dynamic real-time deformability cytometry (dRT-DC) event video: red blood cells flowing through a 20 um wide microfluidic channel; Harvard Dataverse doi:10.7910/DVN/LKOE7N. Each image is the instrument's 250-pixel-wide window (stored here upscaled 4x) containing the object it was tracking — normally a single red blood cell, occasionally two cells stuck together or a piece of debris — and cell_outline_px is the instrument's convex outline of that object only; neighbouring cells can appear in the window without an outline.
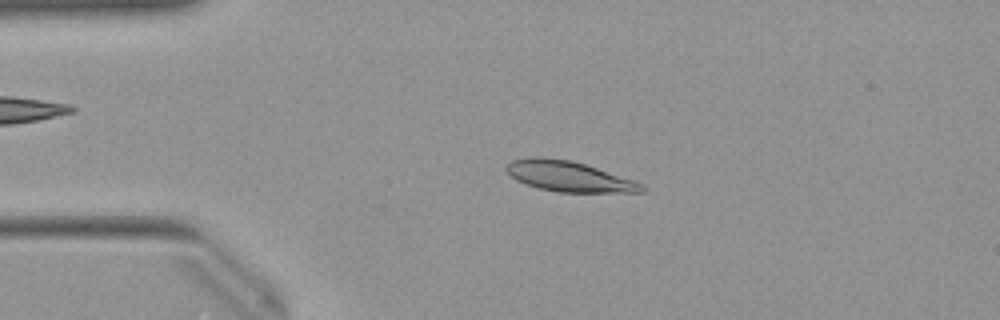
{"species": "Egyptian fruit bat (a non-hibernating species)", "species_latin": "Rousettus aegyptiacus", "temperature_condition": "warm", "stored_images_in_passage": 50, "camera_frame_rate_fps": 3000, "um_per_image_px": 0.085, "animal": {"sex": "female"}, "frame": {"image": 1, "passage_image": 10, "time_ms": 3.0, "image_size_px": [1000, 320], "cell_outline_px": [[644, 192], [556, 192], [540, 188], [516, 180], [504, 168], [512, 160], [532, 156], [544, 156], [572, 160], [636, 180], [644, 184]], "centroid_in_image_um": [48.38, 14.98], "position_along_channel_um": 36.6, "area_um2": 24.1}}
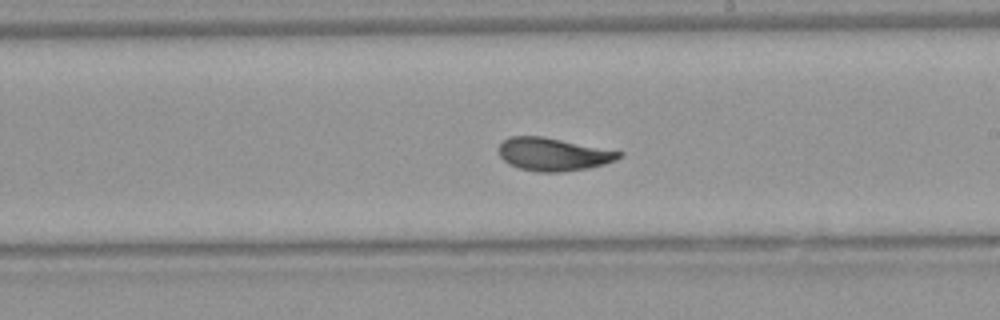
{"frame": {"image": 2, "passage_image": 28, "time_ms": 9.0, "image_size_px": [1000, 320], "cell_outline_px": [[624, 156], [616, 160], [604, 164], [588, 168], [560, 172], [536, 172], [520, 168], [508, 164], [500, 156], [496, 148], [508, 136], [544, 136], [624, 152]], "centroid_in_image_um": [47.02, 13.11], "position_along_channel_um": 242.0, "area_um2": 23.35}}
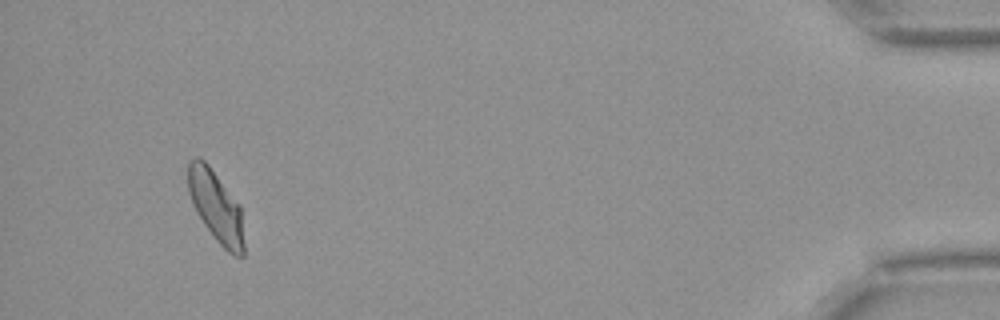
{"frame": {"image": 3, "passage_image": 47, "time_ms": 15.333, "image_size_px": [1000, 320], "cell_outline_px": [[244, 256], [232, 256], [216, 240], [204, 224], [196, 212], [192, 204], [188, 192], [188, 160], [196, 156], [204, 160], [208, 164], [240, 204], [244, 244]], "centroid_in_image_um": [18.35, 17.54], "position_along_channel_um": 416.9, "area_um2": 23.35}, "authors_computed_cell_mechanics": {"area_um2": 23.409, "velocity_mm_per_s": 3.9699, "shape_relaxation_time_tau1_ms": 3.7883, "shape_relaxation_time_tau2_ms": null, "deformation_change_tau1": 0.1533, "deformation_change_tau2": null}}